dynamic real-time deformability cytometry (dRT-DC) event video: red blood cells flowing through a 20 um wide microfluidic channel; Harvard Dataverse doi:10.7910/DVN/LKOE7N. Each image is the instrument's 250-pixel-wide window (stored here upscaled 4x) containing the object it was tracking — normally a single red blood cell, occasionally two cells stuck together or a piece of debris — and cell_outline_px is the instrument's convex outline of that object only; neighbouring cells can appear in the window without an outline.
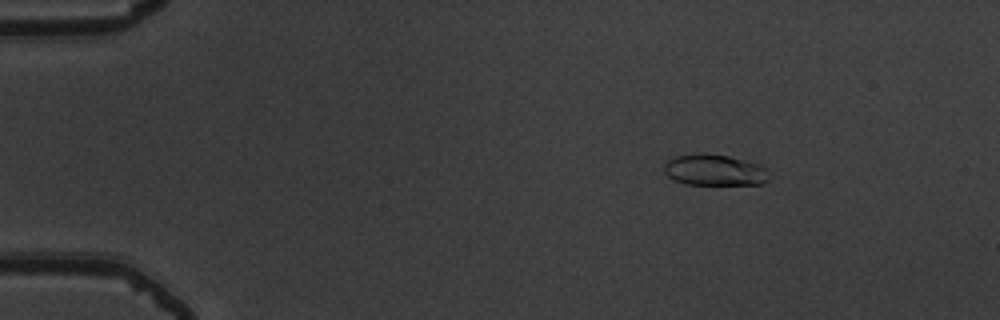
{"species": "common noctule bat (a hibernating species)", "species_latin": "Nyctalus noctula", "temperature_condition": "warm", "stored_images_in_passage": 49, "camera_frame_rate_fps": 3000, "um_per_image_px": 0.085, "animal": {"sex": "male", "body_mass_g": 19.5, "forearm_length_mm": 54.6}, "frame": {"image": 1, "passage_image": 4, "time_ms": 1.0, "image_size_px": [1000, 320], "cell_outline_px": [[768, 180], [760, 184], [684, 184], [672, 180], [664, 172], [664, 164], [668, 160], [676, 156], [728, 156], [760, 164], [768, 168]], "centroid_in_image_um": [60.76, 14.5], "position_along_channel_um": 24.2, "area_um2": 18.5}}
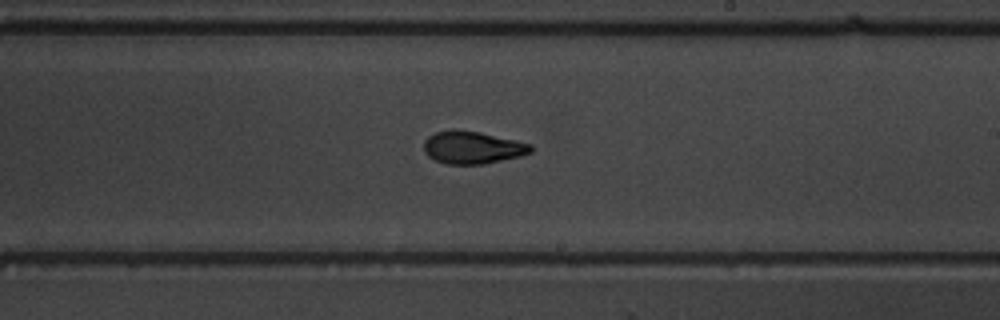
{"frame": {"image": 2, "passage_image": 28, "time_ms": 9.0, "image_size_px": [1000, 320], "cell_outline_px": [[532, 152], [520, 156], [484, 164], [448, 164], [436, 160], [428, 156], [424, 152], [424, 140], [428, 136], [436, 132], [452, 128], [456, 128], [480, 132], [532, 144]], "centroid_in_image_um": [40.14, 12.52], "position_along_channel_um": 248.9, "area_um2": 20.4}}
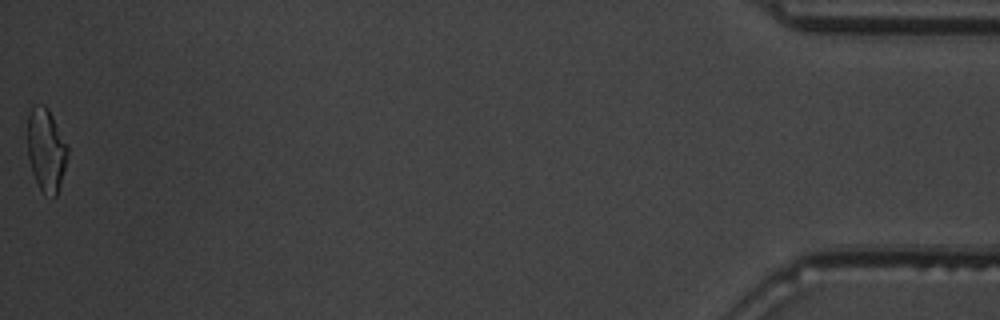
{"frame": {"image": 3, "passage_image": 49, "time_ms": 16.0, "image_size_px": [1000, 320], "cell_outline_px": [[68, 152], [60, 184], [56, 196], [52, 200], [44, 196], [32, 172], [28, 156], [28, 112], [32, 104], [44, 104], [48, 108], [68, 144]], "centroid_in_image_um": [3.92, 12.73], "position_along_channel_um": 431.3, "area_um2": 19.65}, "authors_computed_cell_mechanics": {"area_um2": 19.941, "velocity_mm_per_s": 3.9045, "shape_relaxation_time_tau1_ms": 7.5326, "shape_relaxation_time_tau2_ms": 1.8436, "deformation_change_tau1": 0.2273, "deformation_change_tau2": 0.0738}}